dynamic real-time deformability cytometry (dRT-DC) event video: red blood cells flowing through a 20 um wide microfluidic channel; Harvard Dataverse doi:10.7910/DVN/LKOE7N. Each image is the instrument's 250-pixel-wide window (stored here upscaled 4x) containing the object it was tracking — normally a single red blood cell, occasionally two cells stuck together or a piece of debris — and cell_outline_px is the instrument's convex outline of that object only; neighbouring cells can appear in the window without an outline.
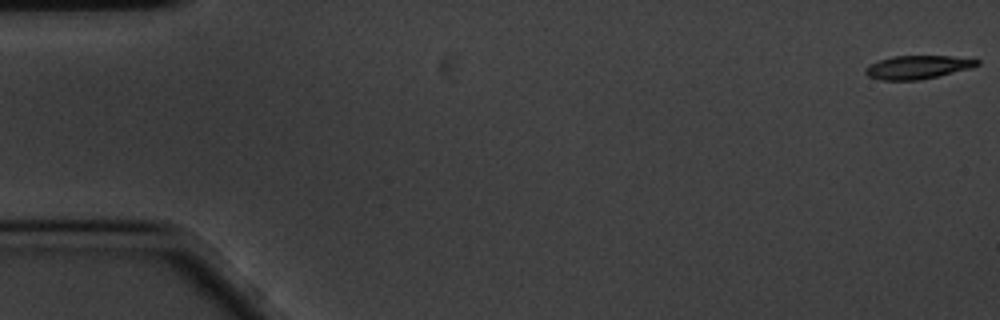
{"species": "common noctule bat (a hibernating species)", "species_latin": "Nyctalus noctula", "temperature_condition": "cold", "stored_images_in_passage": 58, "camera_frame_rate_fps": 3000, "um_per_image_px": 0.085, "animal": {"sex": "male", "body_mass_g": 20.1, "forearm_length_mm": 53.5}, "frame": {"image": 1, "passage_image": 1, "time_ms": 0.0, "image_size_px": [1000, 320], "cell_outline_px": [[980, 64], [972, 68], [920, 80], [880, 80], [868, 76], [864, 72], [864, 68], [868, 64], [892, 56], [952, 56], [980, 60]], "centroid_in_image_um": [77.98, 5.71], "position_along_channel_um": 7.0, "area_um2": 15.32}}
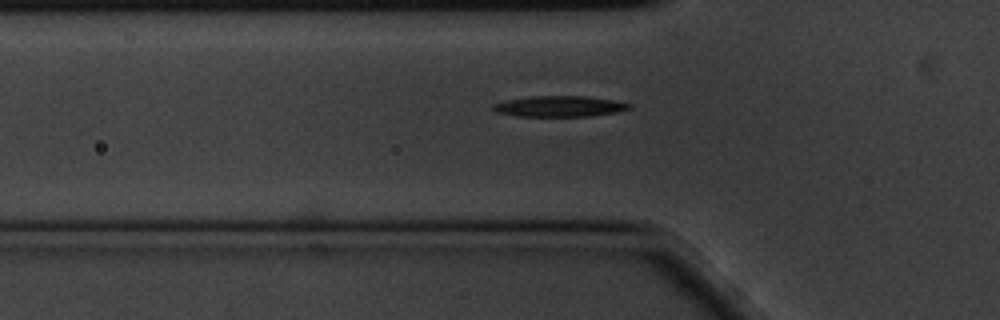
{"frame": {"image": 2, "passage_image": 19, "time_ms": 6.0, "image_size_px": [1000, 320], "cell_outline_px": [[632, 108], [620, 112], [592, 116], [516, 116], [496, 112], [492, 108], [492, 104], [508, 100], [528, 96], [588, 96], [612, 100], [632, 104]], "centroid_in_image_um": [47.59, 9.04], "position_along_channel_um": 78.2, "area_um2": 16.65}}
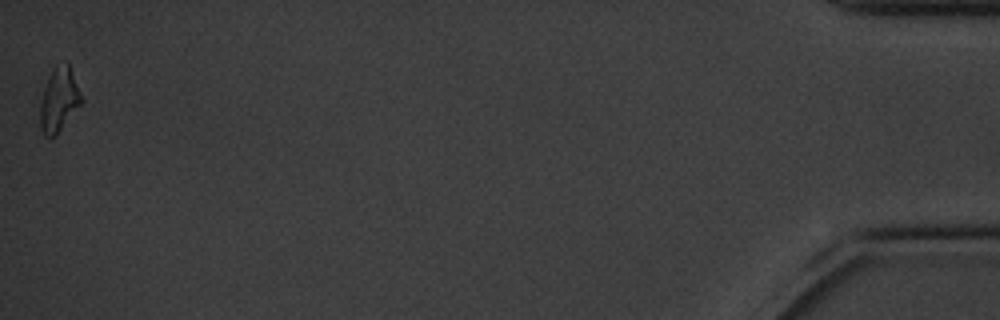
{"frame": {"image": 3, "passage_image": 58, "time_ms": 19.0, "image_size_px": [1000, 320], "cell_outline_px": [[84, 100], [56, 136], [52, 140], [44, 136], [40, 128], [40, 104], [44, 88], [48, 76], [56, 64], [68, 64]], "centroid_in_image_um": [5.0, 8.55], "position_along_channel_um": 430.2, "area_um2": 15.43}, "authors_computed_cell_mechanics": {"area_um2": 16.0106, "velocity_mm_per_s": 3.4389, "shape_relaxation_time_tau1_ms": 6.0107, "shape_relaxation_time_tau2_ms": null, "deformation_change_tau1": 0.1946, "deformation_change_tau2": null}}